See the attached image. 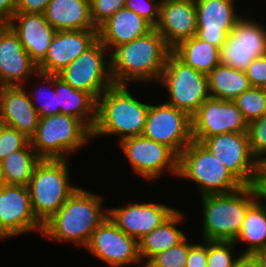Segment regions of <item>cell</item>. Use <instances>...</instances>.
<instances>
[{
	"instance_id": "1",
	"label": "cell",
	"mask_w": 266,
	"mask_h": 267,
	"mask_svg": "<svg viewBox=\"0 0 266 267\" xmlns=\"http://www.w3.org/2000/svg\"><path fill=\"white\" fill-rule=\"evenodd\" d=\"M171 52L155 28L134 41L115 47L108 56L114 84L158 83Z\"/></svg>"
},
{
	"instance_id": "2",
	"label": "cell",
	"mask_w": 266,
	"mask_h": 267,
	"mask_svg": "<svg viewBox=\"0 0 266 267\" xmlns=\"http://www.w3.org/2000/svg\"><path fill=\"white\" fill-rule=\"evenodd\" d=\"M102 203L100 195L78 187L57 212L43 223L41 235L85 247L92 233L109 216V208L104 211Z\"/></svg>"
},
{
	"instance_id": "3",
	"label": "cell",
	"mask_w": 266,
	"mask_h": 267,
	"mask_svg": "<svg viewBox=\"0 0 266 267\" xmlns=\"http://www.w3.org/2000/svg\"><path fill=\"white\" fill-rule=\"evenodd\" d=\"M149 107V104L133 97L127 85H112L97 100V120L92 130V138L120 135V142L141 136Z\"/></svg>"
},
{
	"instance_id": "4",
	"label": "cell",
	"mask_w": 266,
	"mask_h": 267,
	"mask_svg": "<svg viewBox=\"0 0 266 267\" xmlns=\"http://www.w3.org/2000/svg\"><path fill=\"white\" fill-rule=\"evenodd\" d=\"M203 205V240L235 241L248 208L257 200L252 185L227 194L201 196Z\"/></svg>"
},
{
	"instance_id": "5",
	"label": "cell",
	"mask_w": 266,
	"mask_h": 267,
	"mask_svg": "<svg viewBox=\"0 0 266 267\" xmlns=\"http://www.w3.org/2000/svg\"><path fill=\"white\" fill-rule=\"evenodd\" d=\"M68 159H41L36 165L29 189L36 217L46 222L77 190L70 183Z\"/></svg>"
},
{
	"instance_id": "6",
	"label": "cell",
	"mask_w": 266,
	"mask_h": 267,
	"mask_svg": "<svg viewBox=\"0 0 266 267\" xmlns=\"http://www.w3.org/2000/svg\"><path fill=\"white\" fill-rule=\"evenodd\" d=\"M178 177L194 182L201 196L232 193L244 186L202 143L194 140L179 155Z\"/></svg>"
},
{
	"instance_id": "7",
	"label": "cell",
	"mask_w": 266,
	"mask_h": 267,
	"mask_svg": "<svg viewBox=\"0 0 266 267\" xmlns=\"http://www.w3.org/2000/svg\"><path fill=\"white\" fill-rule=\"evenodd\" d=\"M92 130L79 119L57 114L39 119L37 131L30 139L41 159H68L91 140Z\"/></svg>"
},
{
	"instance_id": "8",
	"label": "cell",
	"mask_w": 266,
	"mask_h": 267,
	"mask_svg": "<svg viewBox=\"0 0 266 267\" xmlns=\"http://www.w3.org/2000/svg\"><path fill=\"white\" fill-rule=\"evenodd\" d=\"M158 83L167 88L169 98L166 103L186 112L190 117L210 98L208 75L186 65L173 52L167 57Z\"/></svg>"
},
{
	"instance_id": "9",
	"label": "cell",
	"mask_w": 266,
	"mask_h": 267,
	"mask_svg": "<svg viewBox=\"0 0 266 267\" xmlns=\"http://www.w3.org/2000/svg\"><path fill=\"white\" fill-rule=\"evenodd\" d=\"M108 49L99 40L65 67L58 76L71 87L90 93L96 100L114 85Z\"/></svg>"
},
{
	"instance_id": "10",
	"label": "cell",
	"mask_w": 266,
	"mask_h": 267,
	"mask_svg": "<svg viewBox=\"0 0 266 267\" xmlns=\"http://www.w3.org/2000/svg\"><path fill=\"white\" fill-rule=\"evenodd\" d=\"M142 136L168 146L179 157L193 141L191 117L166 102L150 105Z\"/></svg>"
},
{
	"instance_id": "11",
	"label": "cell",
	"mask_w": 266,
	"mask_h": 267,
	"mask_svg": "<svg viewBox=\"0 0 266 267\" xmlns=\"http://www.w3.org/2000/svg\"><path fill=\"white\" fill-rule=\"evenodd\" d=\"M243 185H252L259 166L248 132H229L201 142Z\"/></svg>"
},
{
	"instance_id": "12",
	"label": "cell",
	"mask_w": 266,
	"mask_h": 267,
	"mask_svg": "<svg viewBox=\"0 0 266 267\" xmlns=\"http://www.w3.org/2000/svg\"><path fill=\"white\" fill-rule=\"evenodd\" d=\"M125 157L129 160L135 174L145 180H155L165 168L178 176L179 157L166 145L144 136H136L119 142Z\"/></svg>"
},
{
	"instance_id": "13",
	"label": "cell",
	"mask_w": 266,
	"mask_h": 267,
	"mask_svg": "<svg viewBox=\"0 0 266 267\" xmlns=\"http://www.w3.org/2000/svg\"><path fill=\"white\" fill-rule=\"evenodd\" d=\"M85 248L109 267L142 263L138 241L122 231L109 216L92 233Z\"/></svg>"
},
{
	"instance_id": "14",
	"label": "cell",
	"mask_w": 266,
	"mask_h": 267,
	"mask_svg": "<svg viewBox=\"0 0 266 267\" xmlns=\"http://www.w3.org/2000/svg\"><path fill=\"white\" fill-rule=\"evenodd\" d=\"M241 18L220 47V64L245 71L258 56L266 54V27Z\"/></svg>"
},
{
	"instance_id": "15",
	"label": "cell",
	"mask_w": 266,
	"mask_h": 267,
	"mask_svg": "<svg viewBox=\"0 0 266 267\" xmlns=\"http://www.w3.org/2000/svg\"><path fill=\"white\" fill-rule=\"evenodd\" d=\"M192 137L202 142L207 137L229 132H248L249 123L234 101L208 98L191 117Z\"/></svg>"
},
{
	"instance_id": "16",
	"label": "cell",
	"mask_w": 266,
	"mask_h": 267,
	"mask_svg": "<svg viewBox=\"0 0 266 267\" xmlns=\"http://www.w3.org/2000/svg\"><path fill=\"white\" fill-rule=\"evenodd\" d=\"M0 225L11 238L35 230L42 233L27 186L5 184L0 190Z\"/></svg>"
},
{
	"instance_id": "17",
	"label": "cell",
	"mask_w": 266,
	"mask_h": 267,
	"mask_svg": "<svg viewBox=\"0 0 266 267\" xmlns=\"http://www.w3.org/2000/svg\"><path fill=\"white\" fill-rule=\"evenodd\" d=\"M197 10L196 36L220 48L242 18L236 12L237 0H195Z\"/></svg>"
},
{
	"instance_id": "18",
	"label": "cell",
	"mask_w": 266,
	"mask_h": 267,
	"mask_svg": "<svg viewBox=\"0 0 266 267\" xmlns=\"http://www.w3.org/2000/svg\"><path fill=\"white\" fill-rule=\"evenodd\" d=\"M98 40V29L56 31L38 71L58 74Z\"/></svg>"
},
{
	"instance_id": "19",
	"label": "cell",
	"mask_w": 266,
	"mask_h": 267,
	"mask_svg": "<svg viewBox=\"0 0 266 267\" xmlns=\"http://www.w3.org/2000/svg\"><path fill=\"white\" fill-rule=\"evenodd\" d=\"M177 209L163 204L129 202L124 207L110 208L109 217L127 235L137 241L160 226Z\"/></svg>"
},
{
	"instance_id": "20",
	"label": "cell",
	"mask_w": 266,
	"mask_h": 267,
	"mask_svg": "<svg viewBox=\"0 0 266 267\" xmlns=\"http://www.w3.org/2000/svg\"><path fill=\"white\" fill-rule=\"evenodd\" d=\"M155 29L171 49L180 42L196 36V1L161 0L159 20Z\"/></svg>"
},
{
	"instance_id": "21",
	"label": "cell",
	"mask_w": 266,
	"mask_h": 267,
	"mask_svg": "<svg viewBox=\"0 0 266 267\" xmlns=\"http://www.w3.org/2000/svg\"><path fill=\"white\" fill-rule=\"evenodd\" d=\"M38 72L18 36L6 25L0 31V87L23 86L28 77Z\"/></svg>"
},
{
	"instance_id": "22",
	"label": "cell",
	"mask_w": 266,
	"mask_h": 267,
	"mask_svg": "<svg viewBox=\"0 0 266 267\" xmlns=\"http://www.w3.org/2000/svg\"><path fill=\"white\" fill-rule=\"evenodd\" d=\"M24 87H0V118L5 126L15 128L31 139L40 117Z\"/></svg>"
},
{
	"instance_id": "23",
	"label": "cell",
	"mask_w": 266,
	"mask_h": 267,
	"mask_svg": "<svg viewBox=\"0 0 266 267\" xmlns=\"http://www.w3.org/2000/svg\"><path fill=\"white\" fill-rule=\"evenodd\" d=\"M7 25L18 36L32 60L38 65L46 56L56 30L40 13H15Z\"/></svg>"
},
{
	"instance_id": "24",
	"label": "cell",
	"mask_w": 266,
	"mask_h": 267,
	"mask_svg": "<svg viewBox=\"0 0 266 267\" xmlns=\"http://www.w3.org/2000/svg\"><path fill=\"white\" fill-rule=\"evenodd\" d=\"M153 28L144 18L124 7L98 27V40L110 51L149 33Z\"/></svg>"
},
{
	"instance_id": "25",
	"label": "cell",
	"mask_w": 266,
	"mask_h": 267,
	"mask_svg": "<svg viewBox=\"0 0 266 267\" xmlns=\"http://www.w3.org/2000/svg\"><path fill=\"white\" fill-rule=\"evenodd\" d=\"M44 15L56 31L98 29L91 18L90 0H51Z\"/></svg>"
},
{
	"instance_id": "26",
	"label": "cell",
	"mask_w": 266,
	"mask_h": 267,
	"mask_svg": "<svg viewBox=\"0 0 266 267\" xmlns=\"http://www.w3.org/2000/svg\"><path fill=\"white\" fill-rule=\"evenodd\" d=\"M55 88L60 114L75 117L93 130L97 120V100L90 93L71 87L58 74H55Z\"/></svg>"
},
{
	"instance_id": "27",
	"label": "cell",
	"mask_w": 266,
	"mask_h": 267,
	"mask_svg": "<svg viewBox=\"0 0 266 267\" xmlns=\"http://www.w3.org/2000/svg\"><path fill=\"white\" fill-rule=\"evenodd\" d=\"M184 214L176 210L160 226L138 241L139 256L146 264L153 256L183 242L187 236L176 226L183 222Z\"/></svg>"
},
{
	"instance_id": "28",
	"label": "cell",
	"mask_w": 266,
	"mask_h": 267,
	"mask_svg": "<svg viewBox=\"0 0 266 267\" xmlns=\"http://www.w3.org/2000/svg\"><path fill=\"white\" fill-rule=\"evenodd\" d=\"M172 52L186 65L206 75L220 64V48L197 36L180 42Z\"/></svg>"
},
{
	"instance_id": "29",
	"label": "cell",
	"mask_w": 266,
	"mask_h": 267,
	"mask_svg": "<svg viewBox=\"0 0 266 267\" xmlns=\"http://www.w3.org/2000/svg\"><path fill=\"white\" fill-rule=\"evenodd\" d=\"M210 97L234 101L251 85L245 71L219 64L208 74Z\"/></svg>"
},
{
	"instance_id": "30",
	"label": "cell",
	"mask_w": 266,
	"mask_h": 267,
	"mask_svg": "<svg viewBox=\"0 0 266 267\" xmlns=\"http://www.w3.org/2000/svg\"><path fill=\"white\" fill-rule=\"evenodd\" d=\"M41 158L29 142L23 149L10 153L0 162L5 184L27 186Z\"/></svg>"
},
{
	"instance_id": "31",
	"label": "cell",
	"mask_w": 266,
	"mask_h": 267,
	"mask_svg": "<svg viewBox=\"0 0 266 267\" xmlns=\"http://www.w3.org/2000/svg\"><path fill=\"white\" fill-rule=\"evenodd\" d=\"M248 243L241 254H254L266 249V205L256 200L249 208L236 240Z\"/></svg>"
},
{
	"instance_id": "32",
	"label": "cell",
	"mask_w": 266,
	"mask_h": 267,
	"mask_svg": "<svg viewBox=\"0 0 266 267\" xmlns=\"http://www.w3.org/2000/svg\"><path fill=\"white\" fill-rule=\"evenodd\" d=\"M248 123L266 114V88L250 87L234 100Z\"/></svg>"
},
{
	"instance_id": "33",
	"label": "cell",
	"mask_w": 266,
	"mask_h": 267,
	"mask_svg": "<svg viewBox=\"0 0 266 267\" xmlns=\"http://www.w3.org/2000/svg\"><path fill=\"white\" fill-rule=\"evenodd\" d=\"M35 77L41 78L40 79L42 80L41 83L43 82L46 84L50 83L49 85L53 87V90H51V92L48 91L49 89L48 90L45 89L46 86H44L45 90L41 89V92H39V90L37 91L34 90L35 92L33 90L27 91L35 109L37 110L39 114V117L41 118V117H47L51 115L60 114V109L58 106V96L55 91V74H46V73L38 72ZM42 95H45V96L42 98ZM38 98L39 100L40 99L45 100L44 103H42V105H38V101L35 102Z\"/></svg>"
},
{
	"instance_id": "34",
	"label": "cell",
	"mask_w": 266,
	"mask_h": 267,
	"mask_svg": "<svg viewBox=\"0 0 266 267\" xmlns=\"http://www.w3.org/2000/svg\"><path fill=\"white\" fill-rule=\"evenodd\" d=\"M189 248L186 238L180 244L156 254L142 267H185Z\"/></svg>"
},
{
	"instance_id": "35",
	"label": "cell",
	"mask_w": 266,
	"mask_h": 267,
	"mask_svg": "<svg viewBox=\"0 0 266 267\" xmlns=\"http://www.w3.org/2000/svg\"><path fill=\"white\" fill-rule=\"evenodd\" d=\"M234 245V241H208L207 267H233L241 255H233Z\"/></svg>"
},
{
	"instance_id": "36",
	"label": "cell",
	"mask_w": 266,
	"mask_h": 267,
	"mask_svg": "<svg viewBox=\"0 0 266 267\" xmlns=\"http://www.w3.org/2000/svg\"><path fill=\"white\" fill-rule=\"evenodd\" d=\"M249 142L254 157L259 163L266 162V114L249 123Z\"/></svg>"
},
{
	"instance_id": "37",
	"label": "cell",
	"mask_w": 266,
	"mask_h": 267,
	"mask_svg": "<svg viewBox=\"0 0 266 267\" xmlns=\"http://www.w3.org/2000/svg\"><path fill=\"white\" fill-rule=\"evenodd\" d=\"M30 139L17 129L4 126L0 133V162L10 153L23 149Z\"/></svg>"
},
{
	"instance_id": "38",
	"label": "cell",
	"mask_w": 266,
	"mask_h": 267,
	"mask_svg": "<svg viewBox=\"0 0 266 267\" xmlns=\"http://www.w3.org/2000/svg\"><path fill=\"white\" fill-rule=\"evenodd\" d=\"M126 0H90L91 18L98 28L109 17L125 7Z\"/></svg>"
},
{
	"instance_id": "39",
	"label": "cell",
	"mask_w": 266,
	"mask_h": 267,
	"mask_svg": "<svg viewBox=\"0 0 266 267\" xmlns=\"http://www.w3.org/2000/svg\"><path fill=\"white\" fill-rule=\"evenodd\" d=\"M155 1L156 0H126L125 7L137 13L155 28L159 20L161 0Z\"/></svg>"
},
{
	"instance_id": "40",
	"label": "cell",
	"mask_w": 266,
	"mask_h": 267,
	"mask_svg": "<svg viewBox=\"0 0 266 267\" xmlns=\"http://www.w3.org/2000/svg\"><path fill=\"white\" fill-rule=\"evenodd\" d=\"M251 87L266 88V54L255 58L245 70Z\"/></svg>"
},
{
	"instance_id": "41",
	"label": "cell",
	"mask_w": 266,
	"mask_h": 267,
	"mask_svg": "<svg viewBox=\"0 0 266 267\" xmlns=\"http://www.w3.org/2000/svg\"><path fill=\"white\" fill-rule=\"evenodd\" d=\"M204 243L191 244L187 256L185 267H207L208 260V240ZM205 244V245H204Z\"/></svg>"
},
{
	"instance_id": "42",
	"label": "cell",
	"mask_w": 266,
	"mask_h": 267,
	"mask_svg": "<svg viewBox=\"0 0 266 267\" xmlns=\"http://www.w3.org/2000/svg\"><path fill=\"white\" fill-rule=\"evenodd\" d=\"M51 0H17L16 13L44 14Z\"/></svg>"
},
{
	"instance_id": "43",
	"label": "cell",
	"mask_w": 266,
	"mask_h": 267,
	"mask_svg": "<svg viewBox=\"0 0 266 267\" xmlns=\"http://www.w3.org/2000/svg\"><path fill=\"white\" fill-rule=\"evenodd\" d=\"M17 0H0V19L8 23L16 13Z\"/></svg>"
},
{
	"instance_id": "44",
	"label": "cell",
	"mask_w": 266,
	"mask_h": 267,
	"mask_svg": "<svg viewBox=\"0 0 266 267\" xmlns=\"http://www.w3.org/2000/svg\"><path fill=\"white\" fill-rule=\"evenodd\" d=\"M233 267H260V264L254 255L241 254Z\"/></svg>"
},
{
	"instance_id": "45",
	"label": "cell",
	"mask_w": 266,
	"mask_h": 267,
	"mask_svg": "<svg viewBox=\"0 0 266 267\" xmlns=\"http://www.w3.org/2000/svg\"><path fill=\"white\" fill-rule=\"evenodd\" d=\"M253 255L257 258L260 267H266V249L260 250Z\"/></svg>"
},
{
	"instance_id": "46",
	"label": "cell",
	"mask_w": 266,
	"mask_h": 267,
	"mask_svg": "<svg viewBox=\"0 0 266 267\" xmlns=\"http://www.w3.org/2000/svg\"><path fill=\"white\" fill-rule=\"evenodd\" d=\"M11 236L2 228L0 225V239H7L10 238Z\"/></svg>"
},
{
	"instance_id": "47",
	"label": "cell",
	"mask_w": 266,
	"mask_h": 267,
	"mask_svg": "<svg viewBox=\"0 0 266 267\" xmlns=\"http://www.w3.org/2000/svg\"><path fill=\"white\" fill-rule=\"evenodd\" d=\"M4 185H5V182H4V179H3L2 172L0 170V190L3 189Z\"/></svg>"
},
{
	"instance_id": "48",
	"label": "cell",
	"mask_w": 266,
	"mask_h": 267,
	"mask_svg": "<svg viewBox=\"0 0 266 267\" xmlns=\"http://www.w3.org/2000/svg\"><path fill=\"white\" fill-rule=\"evenodd\" d=\"M7 25V23L0 19V31Z\"/></svg>"
},
{
	"instance_id": "49",
	"label": "cell",
	"mask_w": 266,
	"mask_h": 267,
	"mask_svg": "<svg viewBox=\"0 0 266 267\" xmlns=\"http://www.w3.org/2000/svg\"><path fill=\"white\" fill-rule=\"evenodd\" d=\"M4 126H5V123L0 118V133Z\"/></svg>"
}]
</instances>
